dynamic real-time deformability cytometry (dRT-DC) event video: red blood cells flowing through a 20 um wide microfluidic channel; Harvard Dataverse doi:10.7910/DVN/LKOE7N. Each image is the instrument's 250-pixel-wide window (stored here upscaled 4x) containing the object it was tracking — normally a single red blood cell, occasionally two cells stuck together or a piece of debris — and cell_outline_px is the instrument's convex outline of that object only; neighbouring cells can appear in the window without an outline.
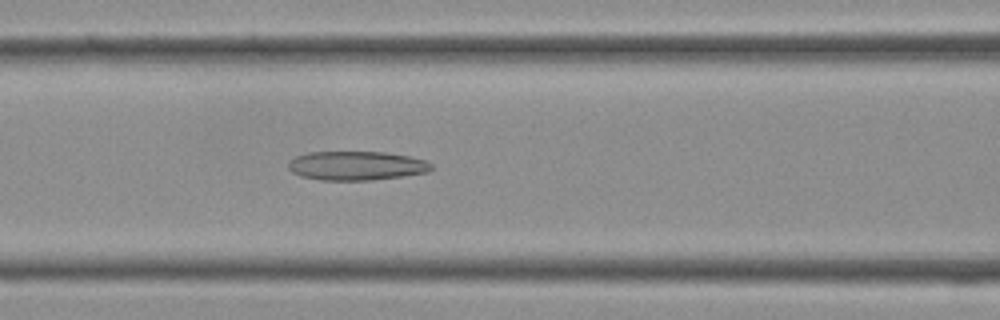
{"species": "Egyptian fruit bat (a non-hibernating species)", "species_latin": "Rousettus aegyptiacus", "temperature_condition": "cold", "stored_images_in_passage": 34, "camera_frame_rate_fps": 3000, "um_per_image_px": 0.085, "frame": {"image": 1, "passage_image": 12, "time_ms": 3.667, "image_size_px": [1000, 320], "cell_outline_px": [[432, 168], [428, 172], [404, 176], [372, 180], [320, 180], [300, 176], [292, 172], [288, 168], [288, 160], [296, 156], [308, 152], [384, 152], [408, 156], [424, 160], [432, 164]], "centroid_in_image_um": [30.26, 14.09], "position_along_channel_um": 136.3, "area_um2": 24.28}}
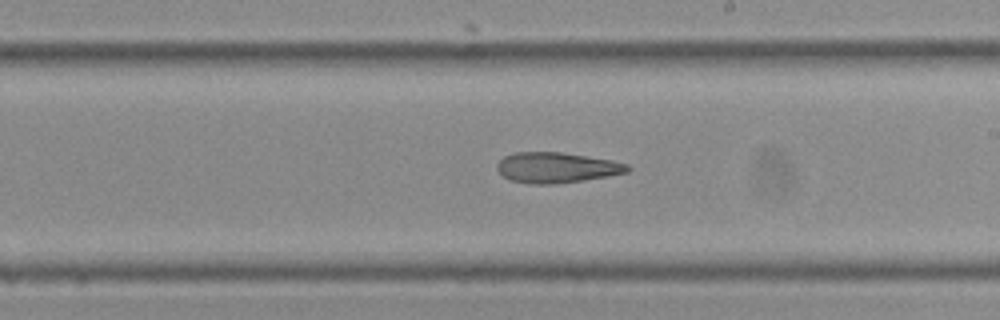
{"frame": {"image": 2, "passage_image": 18, "time_ms": 5.667, "image_size_px": [1000, 320], "cell_outline_px": [[632, 168], [628, 172], [608, 176], [584, 180], [556, 184], [532, 184], [508, 180], [496, 168], [496, 164], [504, 156], [516, 152], [560, 152], [612, 160], [628, 164]], "centroid_in_image_um": [47.31, 14.25], "position_along_channel_um": 241.7, "area_um2": 23.24}}
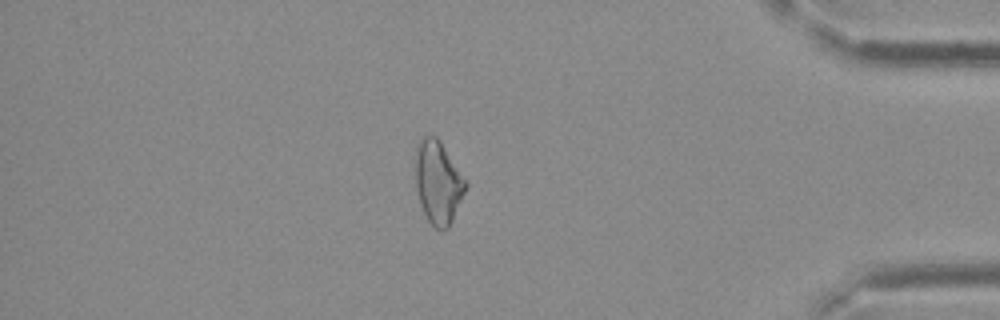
{"frame": {"image": 3, "passage_image": 29, "time_ms": 9.333, "image_size_px": [1000, 320], "cell_outline_px": [[468, 184], [452, 220], [448, 228], [436, 228], [428, 220], [424, 212], [416, 188], [416, 148], [420, 140], [424, 136], [436, 136], [440, 140]], "centroid_in_image_um": [37.24, 15.47], "position_along_channel_um": 398.0, "area_um2": 23.64}}